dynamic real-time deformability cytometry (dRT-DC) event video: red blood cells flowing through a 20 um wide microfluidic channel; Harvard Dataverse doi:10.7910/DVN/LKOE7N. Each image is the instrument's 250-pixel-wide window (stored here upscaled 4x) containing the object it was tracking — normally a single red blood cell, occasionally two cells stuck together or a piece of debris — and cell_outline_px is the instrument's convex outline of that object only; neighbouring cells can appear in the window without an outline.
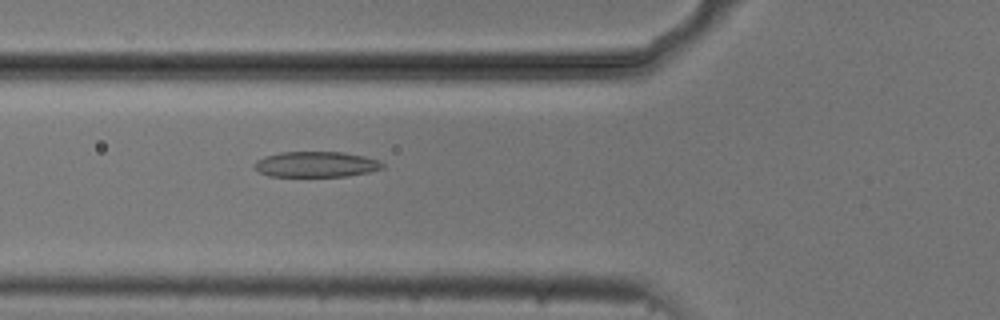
{"species": "common noctule bat (a hibernating species)", "species_latin": "Nyctalus noctula", "temperature_condition": "cold", "stored_images_in_passage": 48, "camera_frame_rate_fps": 3000, "um_per_image_px": 0.085, "animal": {"sex": "male", "body_mass_g": 20.5, "forearm_length_mm": 52.5}, "frame": {"image": 1, "passage_image": 14, "time_ms": 4.333, "image_size_px": [1000, 320], "cell_outline_px": [[384, 168], [368, 172], [348, 176], [268, 176], [252, 168], [252, 164], [256, 160], [264, 156], [280, 152], [344, 152], [364, 156], [380, 160], [384, 164]], "centroid_in_image_um": [26.84, 13.96], "position_along_channel_um": 99.0, "area_um2": 19.31}}
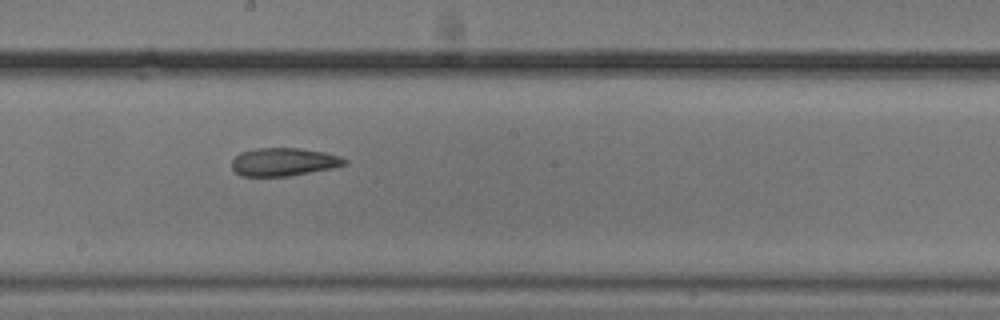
{"frame": {"image": 2, "passage_image": 24, "time_ms": 7.667, "image_size_px": [1000, 320], "cell_outline_px": [[348, 164], [332, 168], [288, 176], [240, 176], [232, 168], [232, 160], [240, 152], [256, 148], [300, 148], [324, 152], [340, 156], [348, 160]], "centroid_in_image_um": [24.12, 13.76], "position_along_channel_um": 224.1, "area_um2": 18.5}}
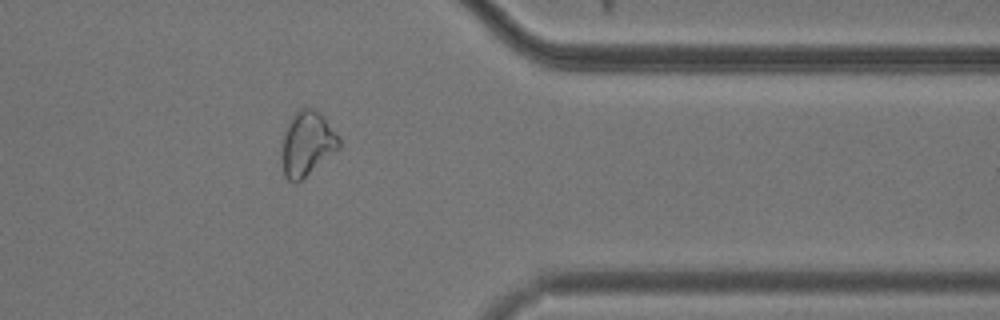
{"frame": {"image": 3, "passage_image": 38, "time_ms": 12.333, "image_size_px": [1000, 320], "cell_outline_px": [[340, 148], [296, 184], [292, 184], [284, 176], [280, 156], [280, 140], [292, 116], [300, 108], [312, 108], [320, 112], [324, 116], [336, 132], [340, 140]], "centroid_in_image_um": [26.06, 12.23], "position_along_channel_um": 385.3, "area_um2": 22.02}, "authors_computed_cell_mechanics": {"area_um2": 20.3456, "velocity_mm_per_s": 3.7357, "shape_relaxation_time_tau1_ms": null, "shape_relaxation_time_tau2_ms": 7.0961, "deformation_change_tau1": null, "deformation_change_tau2": 0.1713}}